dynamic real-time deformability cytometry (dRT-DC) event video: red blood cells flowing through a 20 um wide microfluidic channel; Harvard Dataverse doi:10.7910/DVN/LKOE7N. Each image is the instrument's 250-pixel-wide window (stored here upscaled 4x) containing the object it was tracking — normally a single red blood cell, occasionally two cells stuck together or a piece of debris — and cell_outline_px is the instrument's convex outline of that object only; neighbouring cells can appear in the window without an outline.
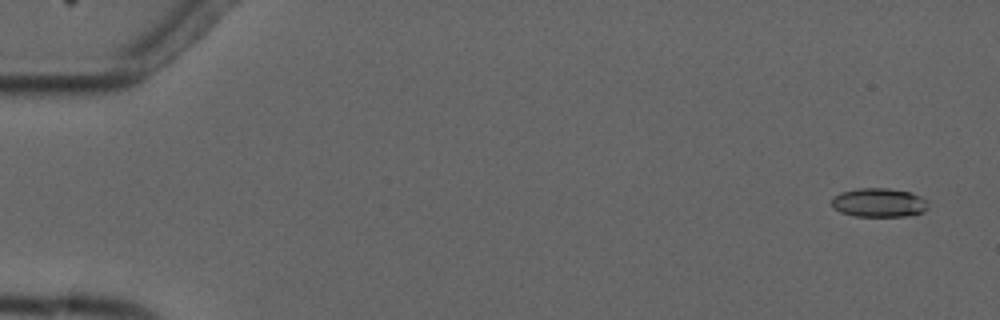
{"species": "common noctule bat (a hibernating species)", "species_latin": "Nyctalus noctula", "temperature_condition": "cold", "stored_images_in_passage": 6, "camera_frame_rate_fps": 3000, "um_per_image_px": 0.085, "animal": {"sex": "male", "forearm_length_mm": 52.5}, "frame": {"image": 1, "passage_image": 1, "time_ms": 0.0, "image_size_px": [1000, 320], "cell_outline_px": [[928, 208], [924, 212], [912, 216], [852, 216], [840, 212], [832, 208], [832, 196], [840, 192], [856, 188], [888, 188], [908, 192], [920, 196], [928, 200]], "centroid_in_image_um": [74.7, 17.23], "position_along_channel_um": 10.3, "area_um2": 16.59}}
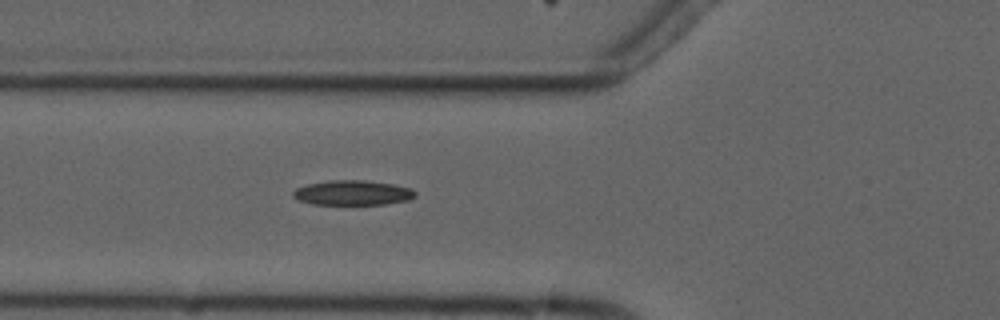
{"frame": {"image": 2, "passage_image": 6, "time_ms": 6.0, "image_size_px": [1000, 320], "cell_outline_px": [[416, 196], [408, 200], [384, 204], [312, 204], [296, 200], [292, 196], [292, 192], [296, 188], [308, 184], [328, 180], [364, 180], [392, 184], [412, 188], [416, 192]], "centroid_in_image_um": [29.95, 16.38], "position_along_channel_um": 95.8, "area_um2": 17.74}}